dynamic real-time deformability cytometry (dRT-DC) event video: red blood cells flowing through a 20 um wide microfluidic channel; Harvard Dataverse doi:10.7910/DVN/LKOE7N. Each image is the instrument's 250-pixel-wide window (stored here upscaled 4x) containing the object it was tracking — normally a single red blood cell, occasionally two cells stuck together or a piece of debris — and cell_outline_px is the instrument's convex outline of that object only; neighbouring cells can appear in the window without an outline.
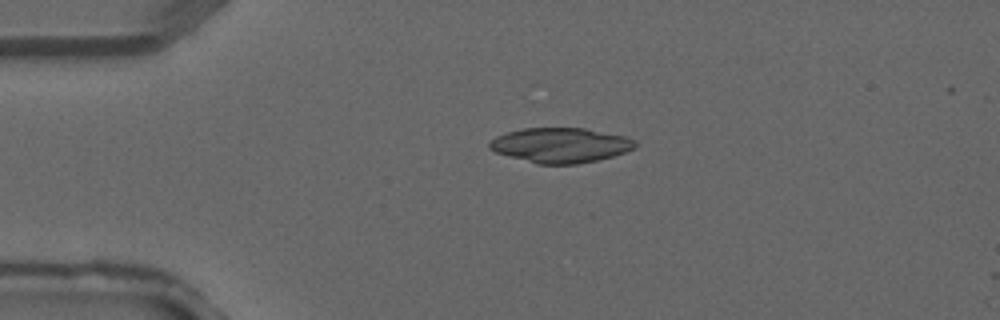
{"species": "common noctule bat (a hibernating species)", "species_latin": "Nyctalus noctula", "temperature_condition": "warm", "stored_images_in_passage": 3, "camera_frame_rate_fps": 3000, "um_per_image_px": 0.085, "animal": {"sex": "male", "forearm_length_mm": 52.5}, "frame": {"image": 1, "passage_image": 2, "time_ms": 0.333, "image_size_px": [1000, 320], "cell_outline_px": [[636, 148], [612, 156], [596, 160], [576, 164], [536, 164], [508, 156], [496, 152], [488, 148], [488, 144], [496, 136], [508, 132], [524, 128], [584, 128], [628, 136], [636, 140]], "centroid_in_image_um": [47.66, 12.34], "position_along_channel_um": 37.3, "area_um2": 29.65}}